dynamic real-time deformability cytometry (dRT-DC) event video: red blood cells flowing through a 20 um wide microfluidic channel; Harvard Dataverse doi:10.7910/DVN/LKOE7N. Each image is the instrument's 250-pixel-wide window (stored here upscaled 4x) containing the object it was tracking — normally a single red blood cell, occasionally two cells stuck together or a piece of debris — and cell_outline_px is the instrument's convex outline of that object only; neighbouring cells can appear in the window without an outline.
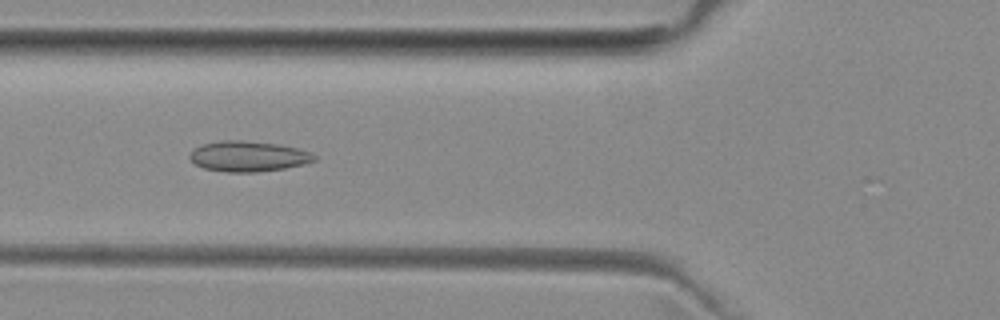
{"species": "common noctule bat (a hibernating species)", "species_latin": "Nyctalus noctula", "temperature_condition": "room temperature", "stored_images_in_passage": 5, "camera_frame_rate_fps": 3000, "um_per_image_px": 0.085, "animal": {"sex": "female", "body_mass_g": 29.2, "forearm_length_mm": 56.3}, "frame": {"image": 1, "passage_image": 4, "time_ms": 3.333, "image_size_px": [1000, 320], "cell_outline_px": [[316, 160], [304, 164], [284, 168], [256, 172], [228, 172], [204, 168], [196, 164], [188, 156], [192, 148], [200, 144], [224, 140], [240, 140], [280, 144], [312, 152], [316, 156]], "centroid_in_image_um": [21.09, 13.27], "position_along_channel_um": 104.7, "area_um2": 22.2}}
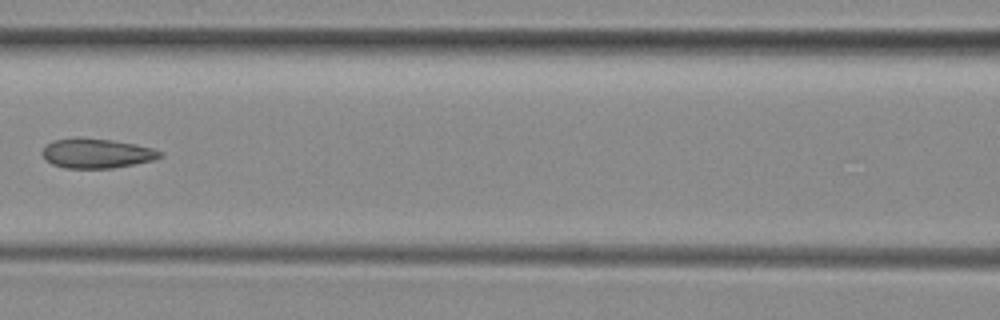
{"frame": {"image": 2, "passage_image": 5, "time_ms": 4.667, "image_size_px": [1000, 320], "cell_outline_px": [[164, 156], [152, 160], [112, 168], [64, 168], [52, 164], [40, 152], [48, 144], [56, 140], [76, 136], [112, 140], [136, 144], [152, 148], [164, 152]], "centroid_in_image_um": [8.23, 13.02], "position_along_channel_um": 158.4, "area_um2": 20.35}}